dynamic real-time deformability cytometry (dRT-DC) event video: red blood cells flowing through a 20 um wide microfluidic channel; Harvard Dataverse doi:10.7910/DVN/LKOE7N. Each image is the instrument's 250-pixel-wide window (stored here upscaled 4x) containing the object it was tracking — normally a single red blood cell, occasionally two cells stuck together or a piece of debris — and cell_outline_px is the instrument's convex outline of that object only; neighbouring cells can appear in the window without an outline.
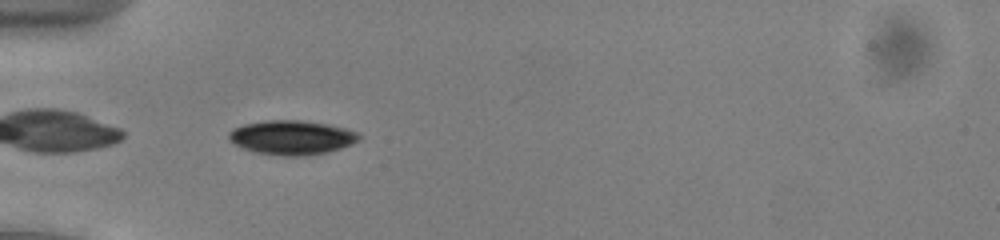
{"species": "common noctule bat (a hibernating species)", "species_latin": "Nyctalus noctula", "temperature_condition": "cold", "stored_images_in_passage": 37, "camera_frame_rate_fps": 3000, "um_per_image_px": 0.085, "animal": {"sex": "male", "body_mass_g": 13.0, "forearm_length_mm": 53.1}, "frame": {"image": 1, "passage_image": 1, "time_ms": 0.0, "image_size_px": [1000, 240], "cell_outline_px": [[360, 140], [352, 144], [328, 152], [304, 156], [284, 156], [256, 152], [244, 148], [228, 140], [228, 132], [232, 128], [244, 124], [264, 120], [300, 120], [328, 124], [344, 128], [356, 132], [360, 136]], "centroid_in_image_um": [24.78, 11.68], "position_along_channel_um": 60.2, "area_um2": 26.01}}
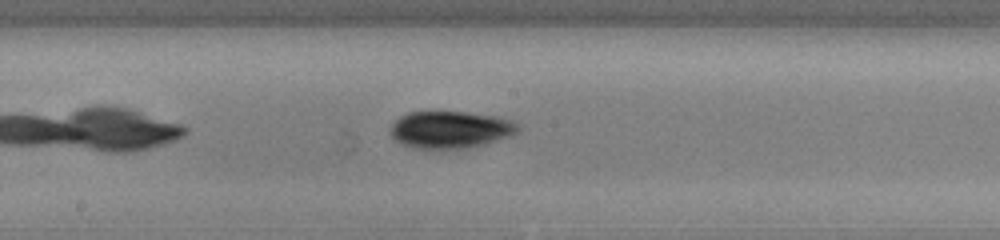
{"frame": {"image": 2, "passage_image": 13, "time_ms": 4.0, "image_size_px": [1000, 240], "cell_outline_px": [[520, 128], [512, 136], [488, 144], [468, 148], [412, 148], [400, 144], [388, 132], [392, 124], [400, 116], [408, 112], [464, 112], [496, 116], [512, 120], [520, 124]], "centroid_in_image_um": [38.31, 11.03], "position_along_channel_um": 209.9, "area_um2": 27.92}}
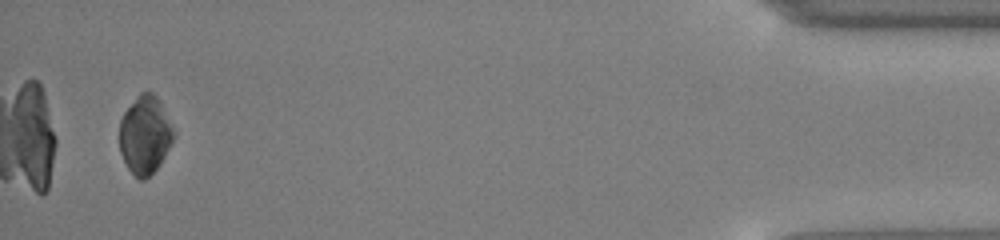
{"frame": {"image": 3, "passage_image": 35, "time_ms": 11.333, "image_size_px": [1000, 240], "cell_outline_px": [[176, 136], [160, 164], [144, 180], [140, 180], [128, 168], [120, 152], [120, 120], [124, 112], [136, 96], [140, 92], [152, 92], [156, 96], [176, 132]], "centroid_in_image_um": [12.34, 11.46], "position_along_channel_um": 422.9, "area_um2": 24.51}, "authors_computed_cell_mechanics": {"area_um2": 26.01, "velocity_mm_per_s": 3.9122, "shape_relaxation_time_tau1_ms": 1.376, "shape_relaxation_time_tau2_ms": null, "deformation_change_tau1": 0.0517, "deformation_change_tau2": null}}